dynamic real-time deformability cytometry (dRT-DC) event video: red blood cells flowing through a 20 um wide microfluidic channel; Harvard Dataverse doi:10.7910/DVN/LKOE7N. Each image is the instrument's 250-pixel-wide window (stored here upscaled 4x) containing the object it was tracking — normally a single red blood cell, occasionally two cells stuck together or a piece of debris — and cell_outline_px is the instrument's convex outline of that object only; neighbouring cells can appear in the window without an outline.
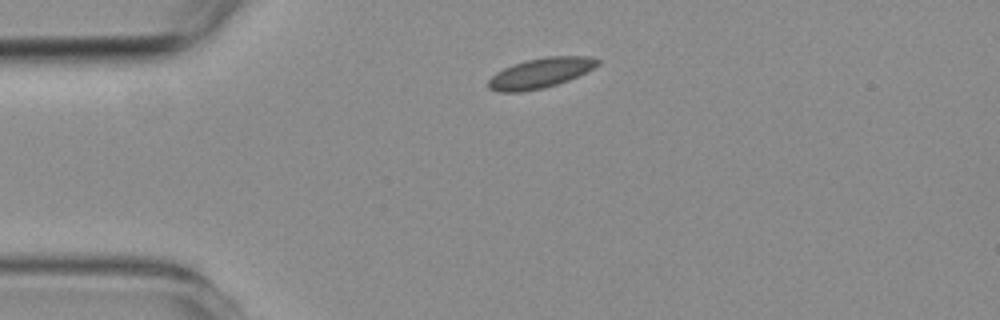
{"species": "common noctule bat (a hibernating species)", "species_latin": "Nyctalus noctula", "temperature_condition": "room temperature", "stored_images_in_passage": 3, "camera_frame_rate_fps": 3000, "um_per_image_px": 0.085, "animal": {"sex": "female", "body_mass_g": 19.3, "forearm_length_mm": 54.1}, "frame": {"image": 1, "passage_image": 1, "time_ms": 0.0, "image_size_px": [1000, 320], "cell_outline_px": [[600, 64], [568, 80], [544, 88], [520, 92], [500, 92], [488, 88], [488, 80], [496, 72], [512, 64], [544, 56], [592, 56], [600, 60]], "centroid_in_image_um": [45.92, 6.2], "position_along_channel_um": 39.1, "area_um2": 19.02}}
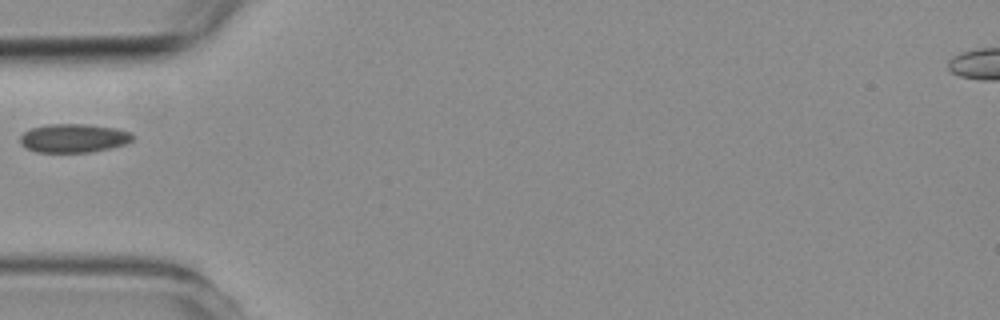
{"frame": {"image": 2, "passage_image": 2, "time_ms": 1.667, "image_size_px": [1000, 320], "cell_outline_px": [[136, 136], [132, 140], [124, 144], [92, 152], [36, 152], [20, 144], [20, 136], [24, 132], [32, 128], [48, 124], [84, 124], [116, 128], [132, 132]], "centroid_in_image_um": [6.28, 11.74], "position_along_channel_um": 78.7, "area_um2": 18.79}}
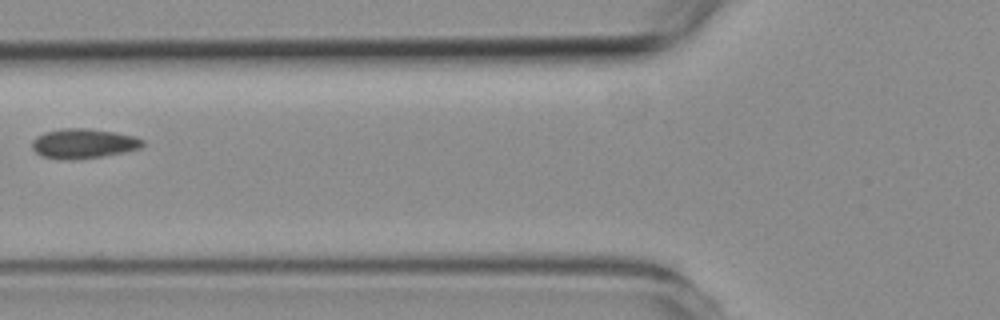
{"frame": {"image": 3, "passage_image": 3, "time_ms": 2.667, "image_size_px": [1000, 320], "cell_outline_px": [[144, 144], [140, 148], [124, 152], [76, 160], [64, 160], [40, 156], [32, 148], [32, 140], [36, 136], [44, 132], [64, 128], [88, 128], [136, 136], [144, 140]], "centroid_in_image_um": [7.06, 12.2], "position_along_channel_um": 118.7, "area_um2": 19.25}}